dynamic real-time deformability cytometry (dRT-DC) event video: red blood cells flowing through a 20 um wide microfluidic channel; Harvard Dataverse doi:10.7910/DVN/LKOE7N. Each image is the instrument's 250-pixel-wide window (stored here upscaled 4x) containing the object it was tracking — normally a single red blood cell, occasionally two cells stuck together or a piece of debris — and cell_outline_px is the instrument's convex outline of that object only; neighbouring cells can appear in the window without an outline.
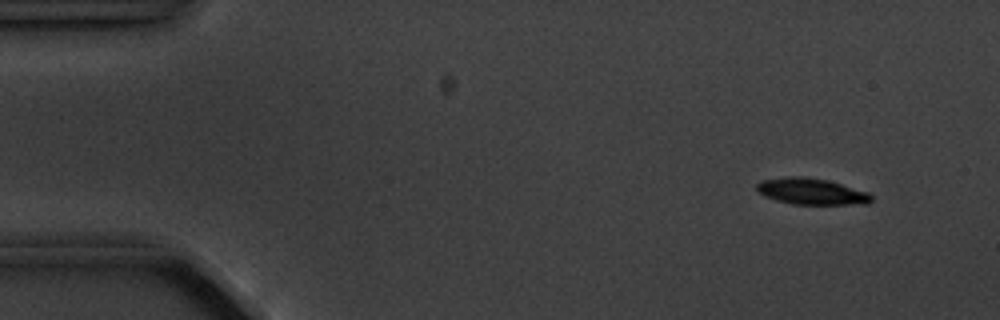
{"species": "common noctule bat (a hibernating species)", "species_latin": "Nyctalus noctula", "temperature_condition": "cold", "stored_images_in_passage": 4, "camera_frame_rate_fps": 3000, "um_per_image_px": 0.085, "animal": {"sex": "male", "body_mass_g": 20.1, "forearm_length_mm": 53.5}, "frame": {"image": 1, "passage_image": 1, "time_ms": 0.0, "image_size_px": [1000, 320], "cell_outline_px": [[872, 200], [868, 204], [792, 204], [776, 200], [764, 196], [756, 188], [756, 184], [760, 180], [792, 176], [800, 176], [828, 180], [868, 192], [872, 196]], "centroid_in_image_um": [68.97, 16.27], "position_along_channel_um": 16.0, "area_um2": 17.51}}